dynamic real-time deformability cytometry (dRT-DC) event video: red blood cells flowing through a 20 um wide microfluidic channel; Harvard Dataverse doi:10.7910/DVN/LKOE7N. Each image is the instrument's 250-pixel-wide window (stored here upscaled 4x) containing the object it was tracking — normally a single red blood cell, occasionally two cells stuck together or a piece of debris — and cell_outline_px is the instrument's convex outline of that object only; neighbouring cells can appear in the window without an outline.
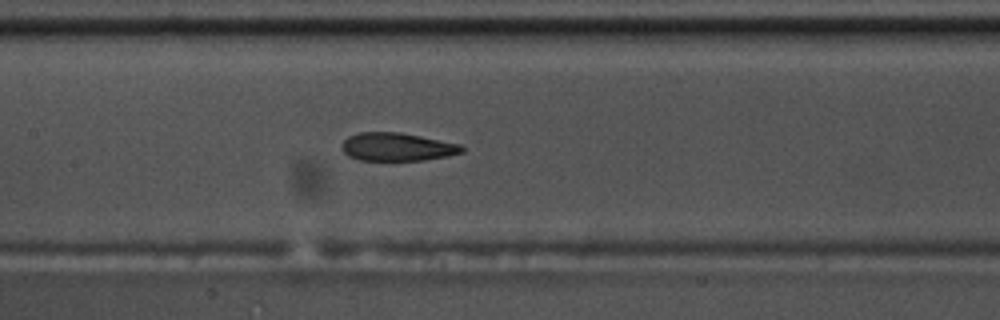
{"species": "common noctule bat (a hibernating species)", "species_latin": "Nyctalus noctula", "temperature_condition": "warm", "stored_images_in_passage": 55, "camera_frame_rate_fps": 3000, "um_per_image_px": 0.085, "animal": {"sex": "male", "body_mass_g": 17.5, "forearm_length_mm": 52.3}, "frame": {"image": 1, "passage_image": 26, "time_ms": 8.333, "image_size_px": [1000, 320], "cell_outline_px": [[464, 152], [448, 156], [424, 160], [360, 160], [348, 156], [340, 148], [340, 144], [348, 136], [360, 132], [400, 132], [460, 144], [464, 148]], "centroid_in_image_um": [33.73, 12.48], "position_along_channel_um": 173.7, "area_um2": 19.77}}
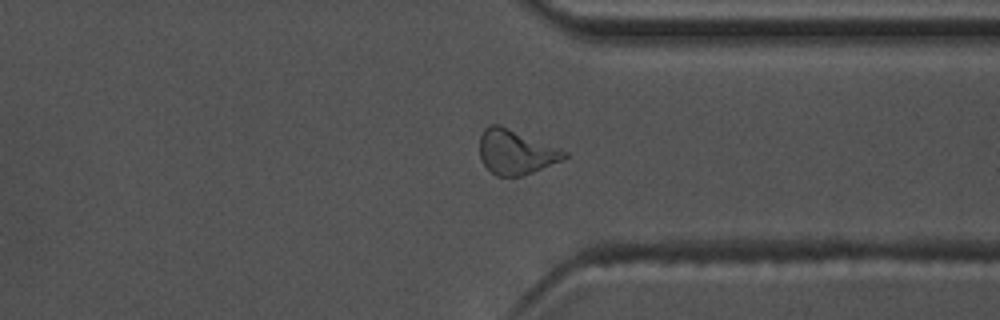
{"frame": {"image": 2, "passage_image": 42, "time_ms": 13.667, "image_size_px": [1000, 320], "cell_outline_px": [[568, 156], [564, 160], [532, 172], [520, 176], [496, 176], [480, 160], [480, 136], [484, 128], [488, 124], [500, 124], [560, 148], [568, 152]], "centroid_in_image_um": [43.84, 12.9], "position_along_channel_um": 367.6, "area_um2": 22.14}}
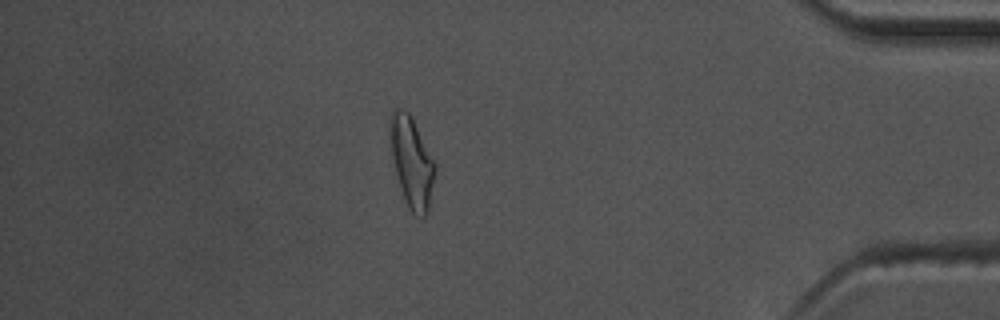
{"frame": {"image": 3, "passage_image": 48, "time_ms": 15.667, "image_size_px": [1000, 320], "cell_outline_px": [[436, 168], [428, 212], [424, 216], [412, 212], [408, 208], [404, 200], [400, 188], [392, 156], [388, 132], [388, 120], [392, 108], [400, 108], [408, 112], [412, 116], [436, 164]], "centroid_in_image_um": [34.97, 13.7], "position_along_channel_um": 400.2, "area_um2": 23.93}, "authors_computed_cell_mechanics": {"area_um2": 21.2126, "velocity_mm_per_s": 3.6569, "shape_relaxation_time_tau1_ms": null, "shape_relaxation_time_tau2_ms": 2.4204, "deformation_change_tau1": null, "deformation_change_tau2": 0.0995}}